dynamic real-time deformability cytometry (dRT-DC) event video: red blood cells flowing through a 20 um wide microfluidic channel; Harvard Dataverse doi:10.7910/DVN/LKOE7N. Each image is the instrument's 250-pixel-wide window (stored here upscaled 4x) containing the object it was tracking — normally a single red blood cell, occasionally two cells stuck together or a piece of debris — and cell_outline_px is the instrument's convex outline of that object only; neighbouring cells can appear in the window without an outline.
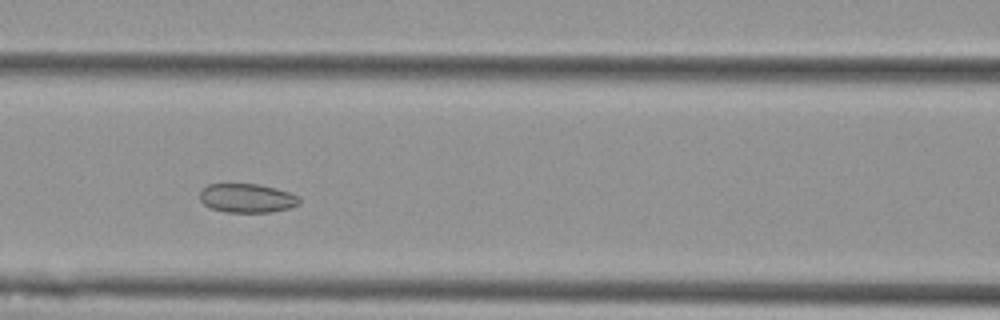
{"species": "Egyptian fruit bat (a non-hibernating species)", "species_latin": "Rousettus aegyptiacus", "temperature_condition": "cold", "stored_images_in_passage": 12, "camera_frame_rate_fps": 3000, "um_per_image_px": 0.085, "animal": {"sex": "female"}, "frame": {"image": 1, "passage_image": 4, "time_ms": 1.0, "image_size_px": [1000, 320], "cell_outline_px": [[300, 204], [292, 208], [272, 212], [224, 212], [212, 208], [204, 204], [200, 200], [200, 188], [208, 184], [256, 184], [276, 188], [300, 196]], "centroid_in_image_um": [21.01, 16.84], "position_along_channel_um": 145.6, "area_um2": 16.99}}
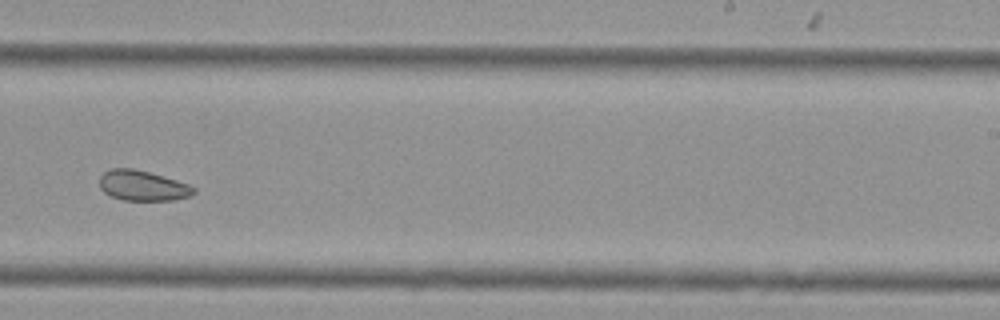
{"frame": {"image": 2, "passage_image": 7, "time_ms": 2.0, "image_size_px": [1000, 320], "cell_outline_px": [[196, 192], [188, 196], [176, 200], [124, 200], [112, 196], [104, 192], [100, 188], [100, 176], [104, 172], [112, 168], [132, 168], [148, 172], [176, 180], [188, 184], [196, 188]], "centroid_in_image_um": [12.12, 15.78], "position_along_channel_um": 276.9, "area_um2": 16.47}}
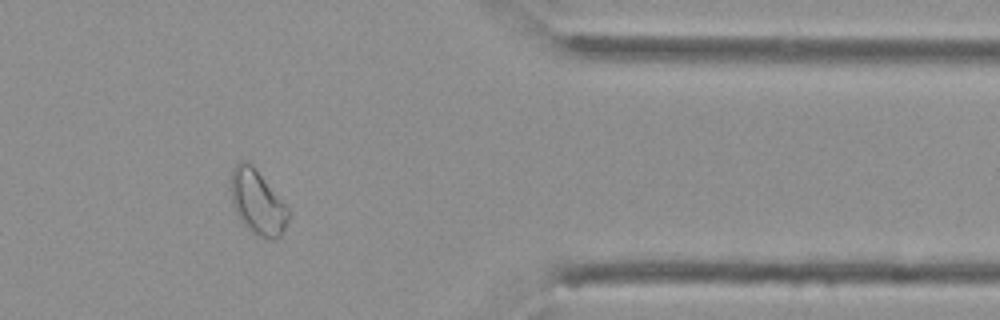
{"frame": {"image": 3, "passage_image": 10, "time_ms": 3.0, "image_size_px": [1000, 320], "cell_outline_px": [[288, 220], [280, 236], [272, 240], [256, 236], [240, 220], [232, 204], [232, 168], [240, 160], [248, 160], [256, 168], [288, 208]], "centroid_in_image_um": [21.88, 17.18], "position_along_channel_um": 389.5, "area_um2": 21.39}}